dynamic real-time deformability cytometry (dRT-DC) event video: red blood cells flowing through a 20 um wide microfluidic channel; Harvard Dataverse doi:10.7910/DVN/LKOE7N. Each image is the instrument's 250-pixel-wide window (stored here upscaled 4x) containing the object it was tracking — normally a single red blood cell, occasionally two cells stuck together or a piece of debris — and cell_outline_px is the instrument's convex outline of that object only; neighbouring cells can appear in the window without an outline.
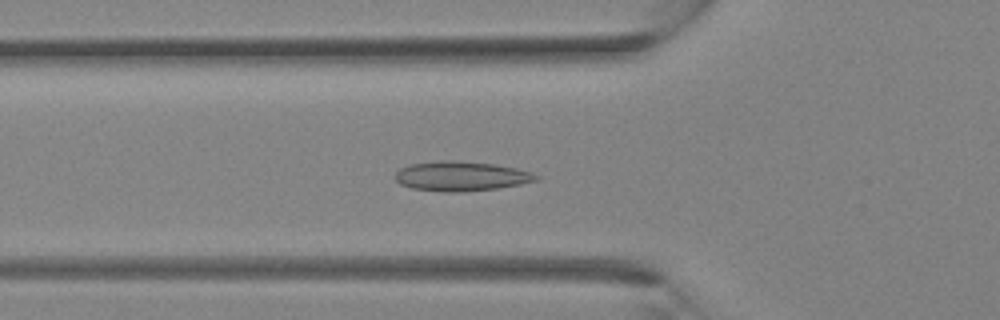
{"species": "Egyptian fruit bat (a non-hibernating species)", "species_latin": "Rousettus aegyptiacus", "temperature_condition": "room temperature", "stored_images_in_passage": 31, "camera_frame_rate_fps": 3000, "um_per_image_px": 0.085, "animal": {"sex": "female"}, "frame": {"image": 1, "passage_image": 9, "time_ms": 2.667, "image_size_px": [1000, 320], "cell_outline_px": [[540, 180], [500, 188], [460, 192], [444, 192], [412, 188], [400, 184], [396, 180], [396, 172], [400, 168], [408, 164], [440, 160], [452, 160], [496, 164], [516, 168], [532, 172], [540, 176]], "centroid_in_image_um": [39.22, 14.97], "position_along_channel_um": 86.6, "area_um2": 24.57}}
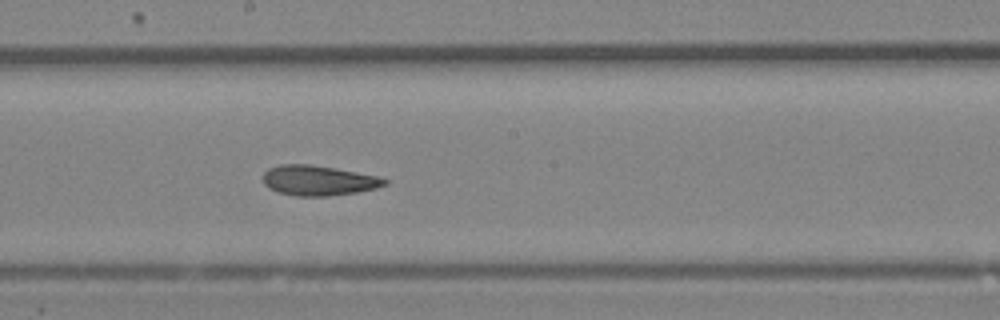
{"frame": {"image": 2, "passage_image": 16, "time_ms": 5.0, "image_size_px": [1000, 320], "cell_outline_px": [[388, 184], [376, 188], [356, 192], [328, 196], [296, 196], [276, 192], [268, 188], [264, 184], [264, 172], [268, 168], [280, 164], [308, 164], [336, 168], [380, 176], [388, 180]], "centroid_in_image_um": [27.07, 15.34], "position_along_channel_um": 221.1, "area_um2": 21.5}}
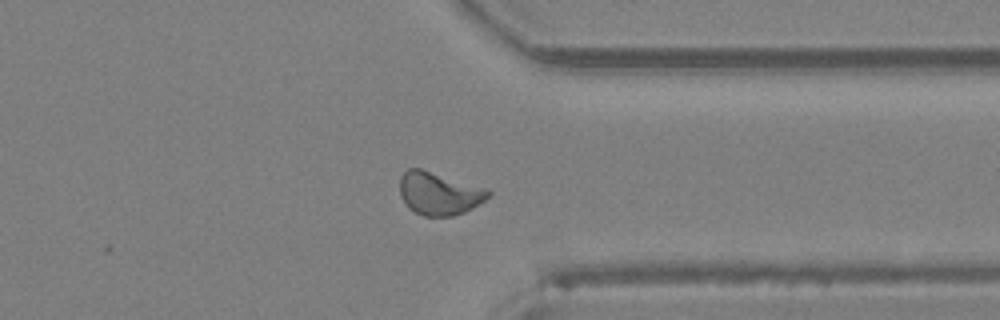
{"frame": {"image": 3, "passage_image": 24, "time_ms": 7.667, "image_size_px": [1000, 320], "cell_outline_px": [[492, 192], [484, 200], [472, 208], [464, 212], [452, 216], [424, 216], [408, 208], [400, 196], [400, 176], [408, 168], [420, 168], [488, 188]], "centroid_in_image_um": [37.31, 16.43], "position_along_channel_um": 374.1, "area_um2": 22.14}}